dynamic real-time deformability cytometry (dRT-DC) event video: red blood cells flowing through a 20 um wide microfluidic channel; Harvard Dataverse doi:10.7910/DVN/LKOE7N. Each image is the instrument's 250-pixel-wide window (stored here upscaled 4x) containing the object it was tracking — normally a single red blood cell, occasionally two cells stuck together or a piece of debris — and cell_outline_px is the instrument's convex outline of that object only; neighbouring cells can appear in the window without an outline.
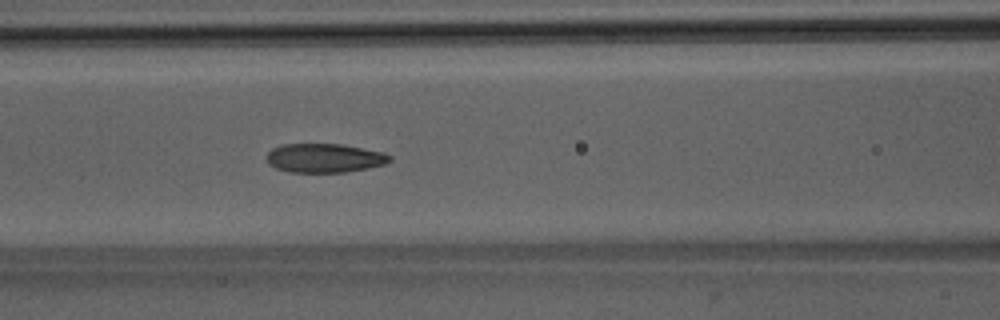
{"species": "Egyptian fruit bat (a non-hibernating species)", "species_latin": "Rousettus aegyptiacus", "temperature_condition": "room temperature", "stored_images_in_passage": 33, "camera_frame_rate_fps": 3000, "um_per_image_px": 0.085, "animal": {"sex": "male"}, "frame": {"image": 1, "passage_image": 10, "time_ms": 3.0, "image_size_px": [1000, 320], "cell_outline_px": [[392, 160], [384, 164], [368, 168], [344, 172], [288, 172], [276, 168], [268, 164], [264, 156], [272, 148], [280, 144], [340, 144], [384, 152], [392, 156]], "centroid_in_image_um": [27.54, 13.43], "position_along_channel_um": 139.1, "area_um2": 20.98}, "authors_computed_cell_mechanics": {"area_um2": 21.2126, "velocity_mm_per_s": 3.9911, "shape_relaxation_time_tau1_ms": 4.1546, "shape_relaxation_time_tau2_ms": 1.6183, "deformation_change_tau1": 0.1287, "deformation_change_tau2": 0.0763}}